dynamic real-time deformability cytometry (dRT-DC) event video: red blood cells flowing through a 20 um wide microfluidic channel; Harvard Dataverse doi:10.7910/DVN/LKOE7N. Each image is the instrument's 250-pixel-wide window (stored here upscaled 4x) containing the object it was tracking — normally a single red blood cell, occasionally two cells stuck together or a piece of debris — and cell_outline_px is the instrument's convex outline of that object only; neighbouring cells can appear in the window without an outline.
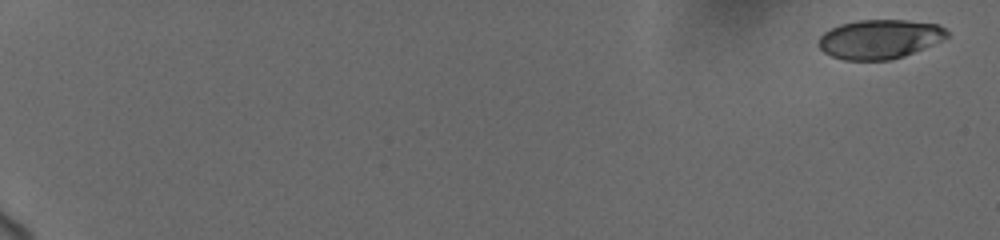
{"species": "human", "species_latin": "Homo sapiens", "temperature_condition": "cold", "stored_images_in_passage": 38, "camera_frame_rate_fps": 3000, "um_per_image_px": 0.085, "donor": {"sex": "female"}, "frame": {"image": 1, "passage_image": 1, "time_ms": 0.0, "image_size_px": [1000, 240], "cell_outline_px": [[948, 36], [940, 40], [904, 56], [888, 60], [844, 60], [832, 56], [824, 52], [820, 48], [820, 36], [824, 32], [840, 24], [860, 20], [908, 20], [936, 24], [944, 28], [948, 32]], "centroid_in_image_um": [74.74, 3.32], "position_along_channel_um": 10.3, "area_um2": 28.9}}
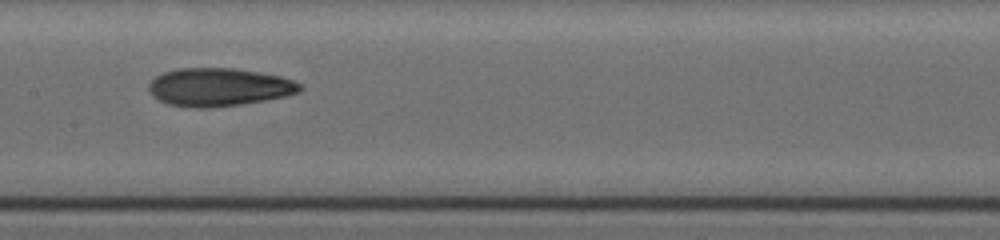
{"frame": {"image": 2, "passage_image": 19, "time_ms": 10.667, "image_size_px": [1000, 240], "cell_outline_px": [[304, 88], [300, 92], [284, 96], [264, 100], [240, 104], [212, 108], [192, 108], [168, 104], [152, 96], [148, 92], [148, 84], [156, 76], [164, 72], [180, 68], [236, 68], [260, 72], [280, 76], [304, 84]], "centroid_in_image_um": [18.61, 7.4], "position_along_channel_um": 188.8, "area_um2": 33.81}}
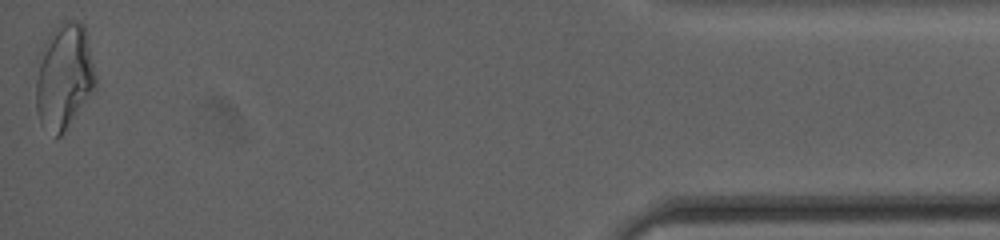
{"frame": {"image": 3, "passage_image": 38, "time_ms": 19.0, "image_size_px": [1000, 240], "cell_outline_px": [[96, 88], [60, 136], [56, 136], [40, 124], [36, 112], [36, 80], [44, 44], [48, 36], [60, 20], [76, 20], [84, 24], [96, 76]], "centroid_in_image_um": [5.46, 6.48], "position_along_channel_um": 429.7, "area_um2": 36.41}, "authors_computed_cell_mechanics": {"area_um2": 32.7148, "velocity_mm_per_s": 3.6991, "shape_relaxation_time_tau1_ms": null, "shape_relaxation_time_tau2_ms": 2.922, "deformation_change_tau1": null, "deformation_change_tau2": 0.1007}}